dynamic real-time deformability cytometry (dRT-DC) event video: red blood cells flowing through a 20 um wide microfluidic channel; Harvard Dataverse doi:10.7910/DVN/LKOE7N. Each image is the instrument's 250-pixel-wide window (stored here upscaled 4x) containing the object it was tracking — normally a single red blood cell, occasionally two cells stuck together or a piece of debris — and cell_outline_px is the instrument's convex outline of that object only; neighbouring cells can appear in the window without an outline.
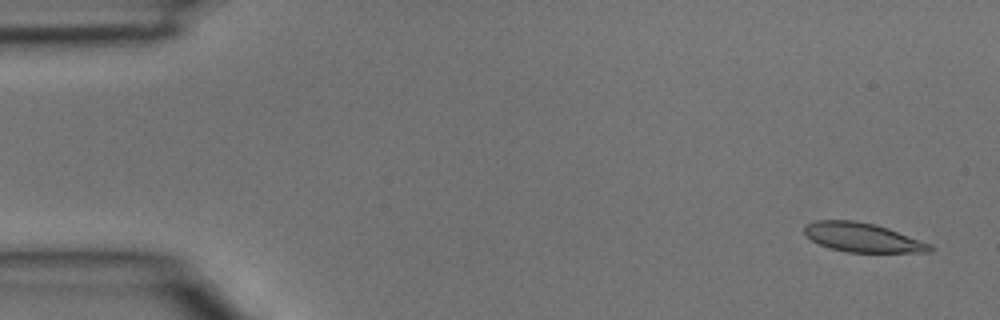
{"species": "common noctule bat (a hibernating species)", "species_latin": "Nyctalus noctula", "temperature_condition": "room temperature", "stored_images_in_passage": 3, "camera_frame_rate_fps": 3000, "um_per_image_px": 0.085, "animal": {"sex": "male", "body_mass_g": 15.6}, "frame": {"image": 1, "passage_image": 1, "time_ms": 0.0, "image_size_px": [1000, 320], "cell_outline_px": [[932, 252], [848, 252], [828, 248], [804, 236], [804, 224], [816, 220], [852, 220], [876, 224], [888, 228], [932, 244]], "centroid_in_image_um": [73.28, 20.18], "position_along_channel_um": 11.7, "area_um2": 21.44}}
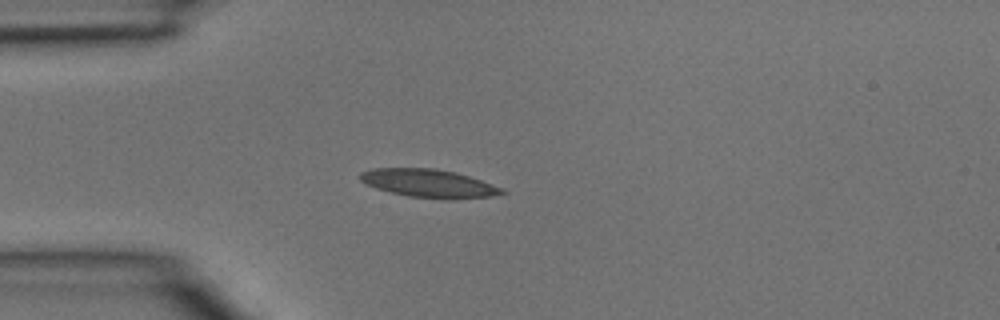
{"frame": {"image": 2, "passage_image": 3, "time_ms": 0.667, "image_size_px": [1000, 320], "cell_outline_px": [[508, 192], [492, 196], [452, 200], [408, 196], [376, 188], [360, 180], [360, 172], [372, 168], [436, 168], [456, 172], [504, 188]], "centroid_in_image_um": [36.49, 15.59], "position_along_channel_um": 48.5, "area_um2": 23.35}}